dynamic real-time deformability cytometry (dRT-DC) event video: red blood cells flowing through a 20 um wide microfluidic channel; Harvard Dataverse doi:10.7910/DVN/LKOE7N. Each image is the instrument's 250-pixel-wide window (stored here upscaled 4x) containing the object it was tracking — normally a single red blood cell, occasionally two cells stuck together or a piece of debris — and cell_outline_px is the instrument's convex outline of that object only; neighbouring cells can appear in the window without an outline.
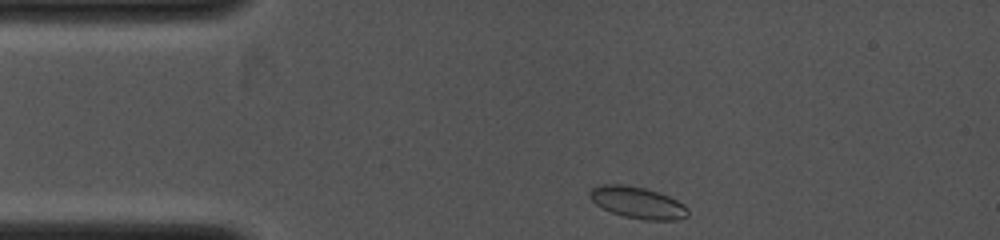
{"species": "common noctule bat (a hibernating species)", "species_latin": "Nyctalus noctula", "temperature_condition": "cold", "stored_images_in_passage": 3, "camera_frame_rate_fps": 4000, "um_per_image_px": 0.085, "animal": {"sex": "female", "body_mass_g": 19.0, "forearm_length_mm": 53.3}, "frame": {"image": 1, "passage_image": 1, "time_ms": 0.0, "image_size_px": [1000, 240], "cell_outline_px": [[688, 216], [676, 220], [644, 220], [624, 216], [612, 212], [596, 204], [588, 196], [588, 192], [592, 188], [600, 184], [624, 184], [644, 188], [668, 196], [684, 204], [688, 208]], "centroid_in_image_um": [54.19, 17.22], "position_along_channel_um": 30.8, "area_um2": 18.03}}